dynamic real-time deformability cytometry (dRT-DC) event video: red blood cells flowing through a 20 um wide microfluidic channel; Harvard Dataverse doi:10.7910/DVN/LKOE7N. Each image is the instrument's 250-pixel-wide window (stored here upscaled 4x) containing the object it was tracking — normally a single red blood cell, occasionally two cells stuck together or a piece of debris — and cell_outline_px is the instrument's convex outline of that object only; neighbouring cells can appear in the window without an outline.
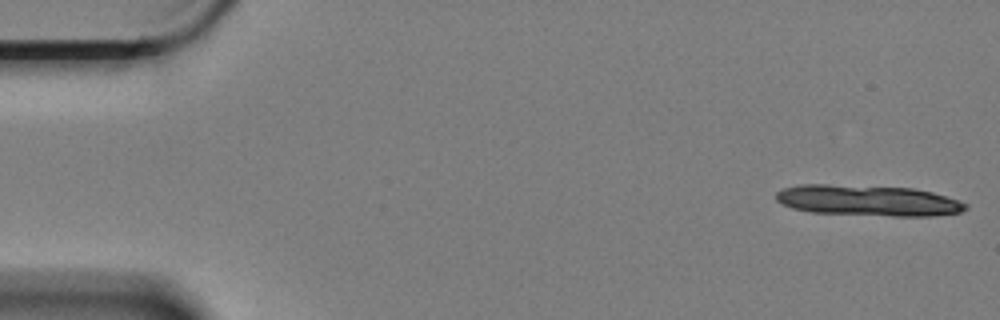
{"species": "Egyptian fruit bat (a non-hibernating species)", "species_latin": "Rousettus aegyptiacus", "temperature_condition": "cold", "stored_images_in_passage": 8, "camera_frame_rate_fps": 3000, "um_per_image_px": 0.085, "animal": {"sex": "female"}, "frame": {"image": 1, "passage_image": 1, "time_ms": 0.0, "image_size_px": [1000, 320], "cell_outline_px": [[968, 208], [960, 212], [932, 216], [892, 216], [812, 212], [792, 208], [776, 200], [776, 192], [784, 188], [800, 184], [828, 184], [912, 188], [932, 192], [960, 200], [968, 204]], "centroid_in_image_um": [73.8, 17.04], "position_along_channel_um": 11.2, "area_um2": 34.1}}
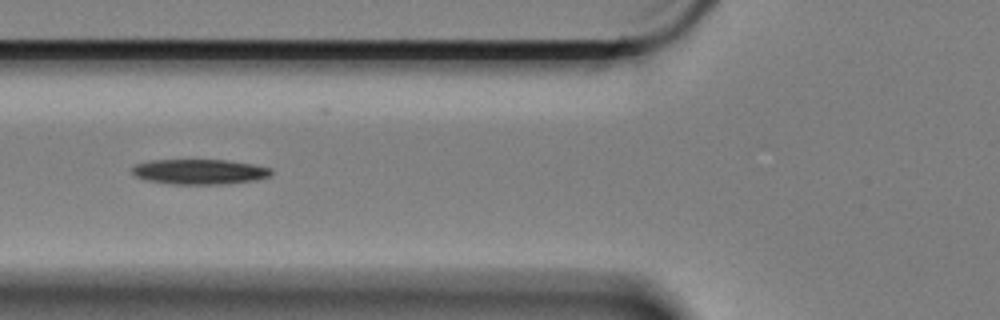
{"frame": {"image": 2, "passage_image": 7, "time_ms": 2.0, "image_size_px": [1000, 320], "cell_outline_px": [[272, 176], [256, 180], [220, 184], [172, 184], [148, 180], [136, 176], [132, 172], [132, 164], [148, 160], [224, 160], [252, 164], [272, 168]], "centroid_in_image_um": [16.95, 14.59], "position_along_channel_um": 108.8, "area_um2": 20.4}}
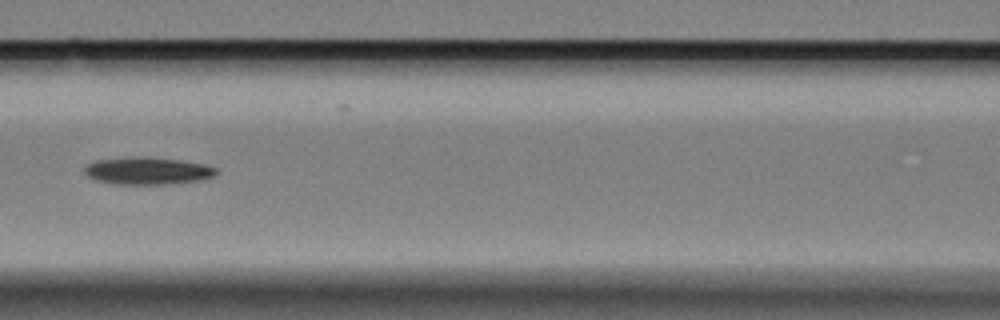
{"frame": {"image": 3, "passage_image": 8, "time_ms": 2.333, "image_size_px": [1000, 320], "cell_outline_px": [[220, 172], [216, 176], [200, 180], [160, 184], [116, 184], [96, 180], [88, 176], [84, 172], [84, 164], [92, 160], [132, 156], [148, 156], [180, 160], [204, 164], [216, 168]], "centroid_in_image_um": [12.51, 14.5], "position_along_channel_um": 154.1, "area_um2": 21.33}}